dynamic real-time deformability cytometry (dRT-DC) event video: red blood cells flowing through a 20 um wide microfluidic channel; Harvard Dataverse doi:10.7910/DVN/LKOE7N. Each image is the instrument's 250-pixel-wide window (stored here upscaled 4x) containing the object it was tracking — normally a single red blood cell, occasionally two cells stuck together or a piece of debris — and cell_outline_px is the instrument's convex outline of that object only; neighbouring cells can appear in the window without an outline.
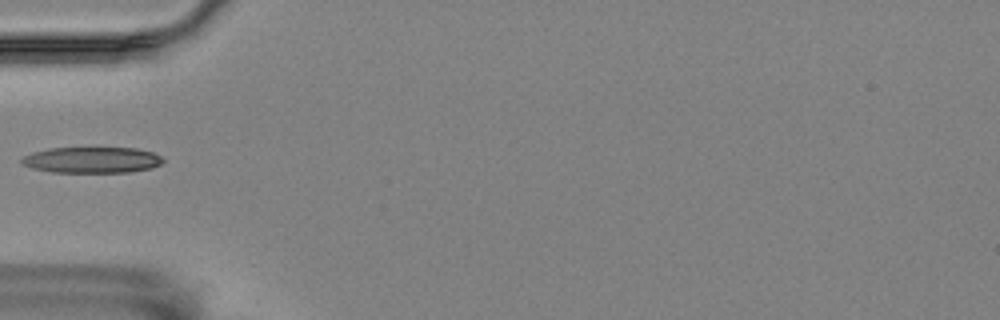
{"species": "Egyptian fruit bat (a non-hibernating species)", "species_latin": "Rousettus aegyptiacus", "temperature_condition": "room temperature", "stored_images_in_passage": 6, "camera_frame_rate_fps": 3000, "um_per_image_px": 0.085, "animal": {"sex": "female"}, "frame": {"image": 1, "passage_image": 2, "time_ms": 0.333, "image_size_px": [1000, 320], "cell_outline_px": [[164, 160], [160, 164], [152, 168], [128, 172], [52, 172], [32, 168], [24, 164], [20, 160], [24, 156], [32, 152], [48, 148], [92, 144], [136, 148], [152, 152], [160, 156]], "centroid_in_image_um": [7.81, 13.53], "position_along_channel_um": 77.2, "area_um2": 22.6}}
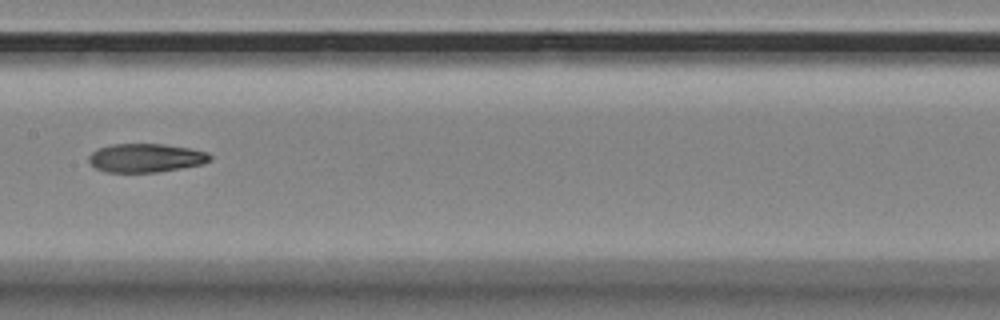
{"frame": {"image": 2, "passage_image": 5, "time_ms": 1.333, "image_size_px": [1000, 320], "cell_outline_px": [[212, 160], [200, 164], [180, 168], [156, 172], [108, 172], [96, 168], [88, 160], [88, 156], [92, 152], [100, 148], [112, 144], [164, 144], [192, 148], [208, 152], [212, 156]], "centroid_in_image_um": [12.42, 13.41], "position_along_channel_um": 195.0, "area_um2": 20.17}}
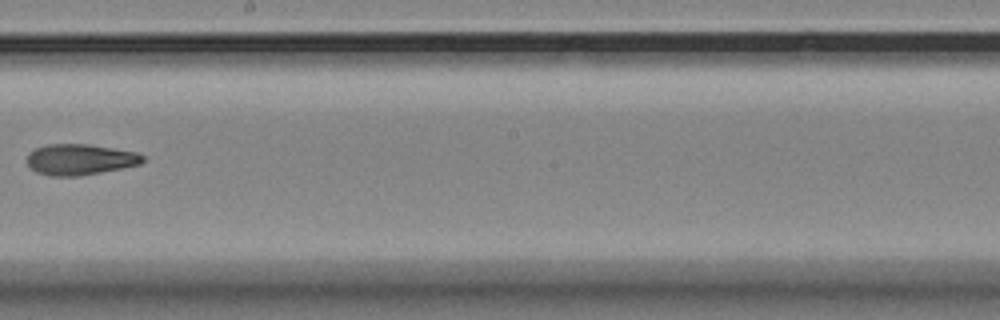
{"frame": {"image": 3, "passage_image": 6, "time_ms": 1.667, "image_size_px": [1000, 320], "cell_outline_px": [[144, 160], [140, 164], [124, 168], [80, 176], [52, 176], [36, 172], [28, 168], [24, 160], [28, 152], [36, 148], [48, 144], [88, 144], [136, 152], [144, 156]], "centroid_in_image_um": [6.74, 13.56], "position_along_channel_um": 241.5, "area_um2": 21.15}}